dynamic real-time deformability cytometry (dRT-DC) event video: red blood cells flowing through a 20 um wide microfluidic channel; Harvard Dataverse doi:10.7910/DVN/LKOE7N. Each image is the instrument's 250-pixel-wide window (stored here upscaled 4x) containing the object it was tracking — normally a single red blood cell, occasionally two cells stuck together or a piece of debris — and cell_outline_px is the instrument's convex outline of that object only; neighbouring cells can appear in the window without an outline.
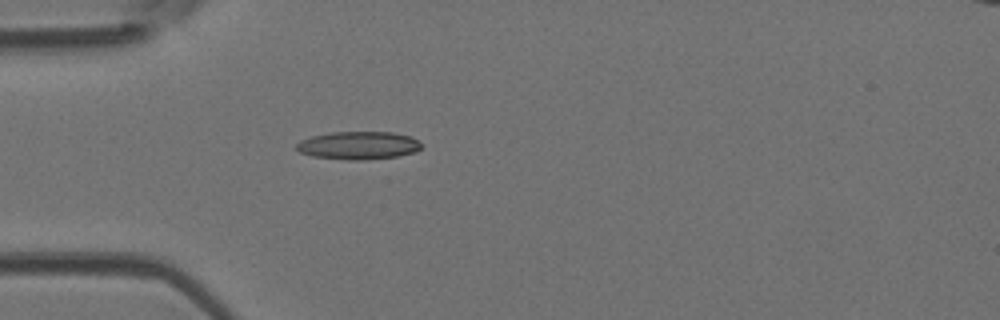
{"species": "Egyptian fruit bat (a non-hibernating species)", "species_latin": "Rousettus aegyptiacus", "temperature_condition": "room temperature", "stored_images_in_passage": 5, "camera_frame_rate_fps": 3000, "um_per_image_px": 0.085, "animal": {"sex": "female"}, "frame": {"image": 1, "passage_image": 5, "time_ms": 1.333, "image_size_px": [1000, 320], "cell_outline_px": [[420, 148], [416, 152], [400, 156], [360, 160], [348, 160], [312, 156], [300, 152], [296, 148], [296, 144], [300, 140], [312, 136], [332, 132], [392, 132], [412, 136], [420, 144]], "centroid_in_image_um": [30.47, 12.36], "position_along_channel_um": 54.5, "area_um2": 20.35}}